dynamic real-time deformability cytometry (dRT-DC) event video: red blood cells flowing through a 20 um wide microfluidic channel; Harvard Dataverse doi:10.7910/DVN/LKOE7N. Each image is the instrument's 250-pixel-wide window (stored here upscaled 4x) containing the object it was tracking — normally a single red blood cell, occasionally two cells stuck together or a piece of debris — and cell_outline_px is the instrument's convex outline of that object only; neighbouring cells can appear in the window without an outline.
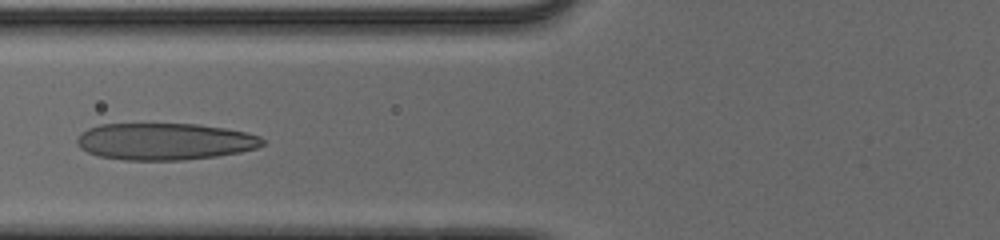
{"species": "human", "species_latin": "Homo sapiens", "temperature_condition": "cold", "stored_images_in_passage": 42, "camera_frame_rate_fps": 3000, "um_per_image_px": 0.085, "donor": {"sex": "male"}, "frame": {"image": 1, "passage_image": 12, "time_ms": 3.667, "image_size_px": [1000, 240], "cell_outline_px": [[264, 144], [256, 148], [240, 152], [216, 156], [184, 160], [124, 160], [100, 156], [88, 152], [80, 148], [76, 144], [76, 140], [88, 128], [100, 124], [200, 124], [224, 128], [244, 132], [260, 136], [264, 140]], "centroid_in_image_um": [14.01, 12.03], "position_along_channel_um": 111.8, "area_um2": 39.77}}
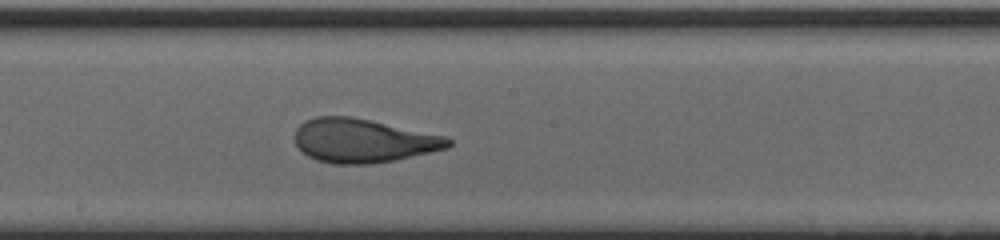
{"frame": {"image": 2, "passage_image": 20, "time_ms": 6.333, "image_size_px": [1000, 240], "cell_outline_px": [[452, 144], [448, 148], [396, 160], [372, 164], [332, 164], [316, 160], [308, 156], [296, 144], [296, 128], [304, 120], [316, 116], [352, 116], [448, 136], [452, 140]], "centroid_in_image_um": [30.89, 11.95], "position_along_channel_um": 217.3, "area_um2": 39.48}}
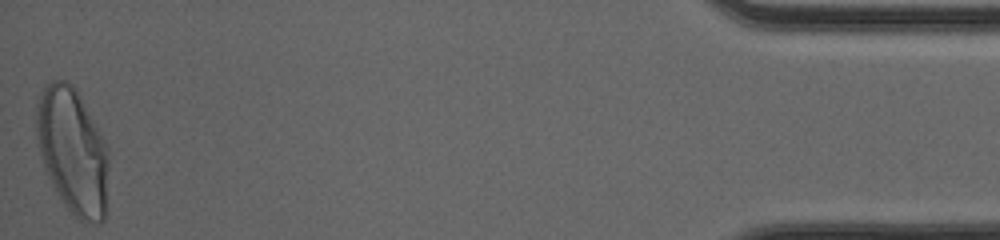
{"frame": {"image": 3, "passage_image": 42, "time_ms": 13.667, "image_size_px": [1000, 240], "cell_outline_px": [[108, 164], [104, 220], [100, 224], [92, 224], [80, 220], [64, 204], [44, 172], [36, 136], [36, 96], [52, 80], [68, 80], [72, 84], [80, 96], [104, 140], [108, 148]], "centroid_in_image_um": [6.14, 12.82], "position_along_channel_um": 429.1, "area_um2": 53.12}, "authors_computed_cell_mechanics": {"area_um2": 40.9802, "velocity_mm_per_s": 3.9622, "shape_relaxation_time_tau1_ms": 5.1452, "shape_relaxation_time_tau2_ms": 0.7724, "deformation_change_tau1": 0.2332, "deformation_change_tau2": 0.0876}}